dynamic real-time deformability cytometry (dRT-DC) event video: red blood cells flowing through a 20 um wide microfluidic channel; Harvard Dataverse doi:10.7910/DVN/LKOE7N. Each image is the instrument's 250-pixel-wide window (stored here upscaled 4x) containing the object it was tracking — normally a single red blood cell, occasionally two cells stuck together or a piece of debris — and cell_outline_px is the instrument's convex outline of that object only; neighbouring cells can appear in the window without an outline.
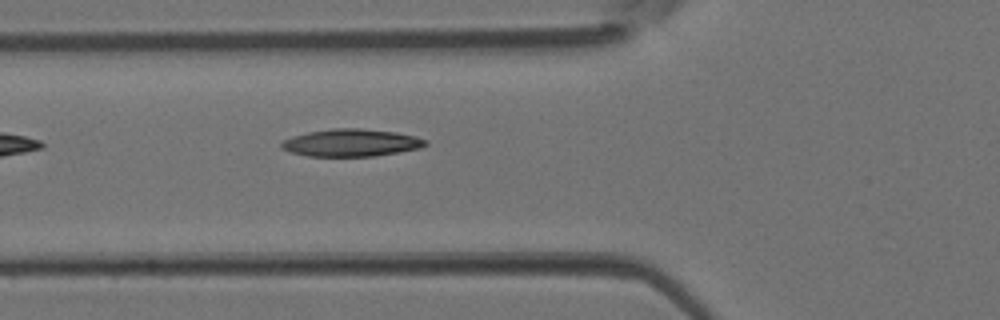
{"species": "Egyptian fruit bat (a non-hibernating species)", "species_latin": "Rousettus aegyptiacus", "temperature_condition": "room temperature", "stored_images_in_passage": 2, "camera_frame_rate_fps": 3000, "um_per_image_px": 0.085, "animal": {"sex": "female"}, "frame": {"image": 1, "passage_image": 2, "time_ms": 0.333, "image_size_px": [1000, 320], "cell_outline_px": [[428, 144], [420, 148], [400, 152], [376, 156], [308, 156], [292, 152], [280, 148], [280, 144], [284, 140], [292, 136], [308, 132], [332, 128], [360, 128], [396, 132], [416, 136], [428, 140]], "centroid_in_image_um": [29.88, 12.13], "position_along_channel_um": 95.9, "area_um2": 23.12}}